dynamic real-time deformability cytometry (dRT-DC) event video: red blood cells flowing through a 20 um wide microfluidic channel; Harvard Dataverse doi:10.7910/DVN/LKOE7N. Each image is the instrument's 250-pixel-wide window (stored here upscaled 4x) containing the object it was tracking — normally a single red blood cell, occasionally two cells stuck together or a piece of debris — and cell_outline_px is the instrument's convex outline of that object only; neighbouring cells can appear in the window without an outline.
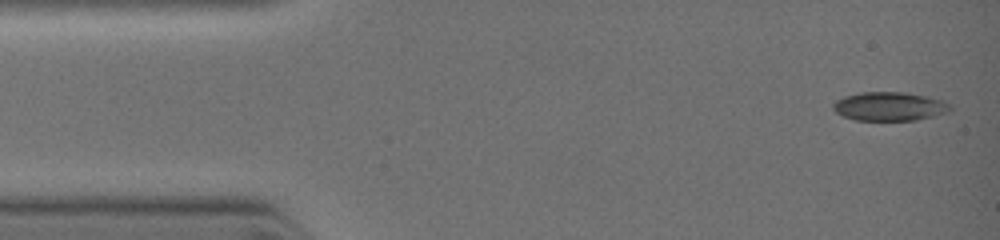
{"species": "common noctule bat (a hibernating species)", "species_latin": "Nyctalus noctula", "temperature_condition": "warm", "stored_images_in_passage": 31, "camera_frame_rate_fps": 3000, "um_per_image_px": 0.085, "animal": {"sex": "female", "body_mass_g": 19.0, "forearm_length_mm": 51.5}, "frame": {"image": 1, "passage_image": 1, "time_ms": 0.0, "image_size_px": [1000, 240], "cell_outline_px": [[952, 108], [948, 112], [936, 116], [916, 120], [856, 120], [844, 116], [836, 112], [832, 108], [832, 104], [836, 100], [844, 96], [860, 92], [904, 92], [924, 96], [940, 100], [948, 104]], "centroid_in_image_um": [75.58, 9.04], "position_along_channel_um": 9.4, "area_um2": 19.54}}
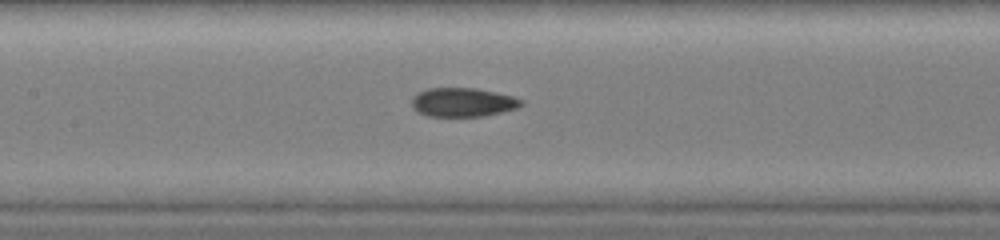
{"frame": {"image": 2, "passage_image": 19, "time_ms": 4.667, "image_size_px": [1000, 240], "cell_outline_px": [[524, 104], [516, 108], [484, 116], [428, 116], [416, 112], [412, 108], [412, 96], [428, 88], [476, 88], [512, 96], [524, 100]], "centroid_in_image_um": [39.32, 8.69], "position_along_channel_um": 168.1, "area_um2": 18.44}}
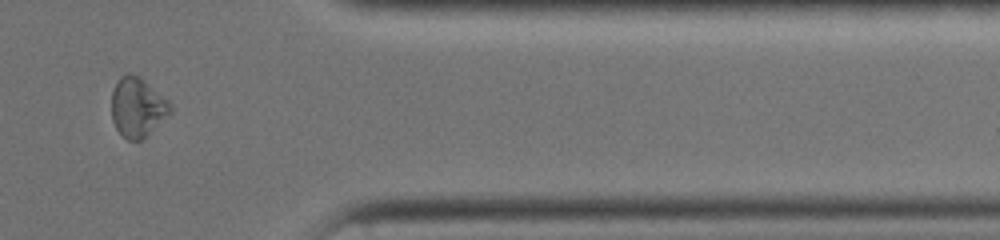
{"frame": {"image": 3, "passage_image": 28, "time_ms": 9.0, "image_size_px": [1000, 240], "cell_outline_px": [[172, 108], [140, 140], [128, 140], [116, 128], [112, 120], [112, 92], [120, 76], [128, 72], [136, 76], [168, 100], [172, 104]], "centroid_in_image_um": [11.62, 9.1], "position_along_channel_um": 399.8, "area_um2": 19.31}}